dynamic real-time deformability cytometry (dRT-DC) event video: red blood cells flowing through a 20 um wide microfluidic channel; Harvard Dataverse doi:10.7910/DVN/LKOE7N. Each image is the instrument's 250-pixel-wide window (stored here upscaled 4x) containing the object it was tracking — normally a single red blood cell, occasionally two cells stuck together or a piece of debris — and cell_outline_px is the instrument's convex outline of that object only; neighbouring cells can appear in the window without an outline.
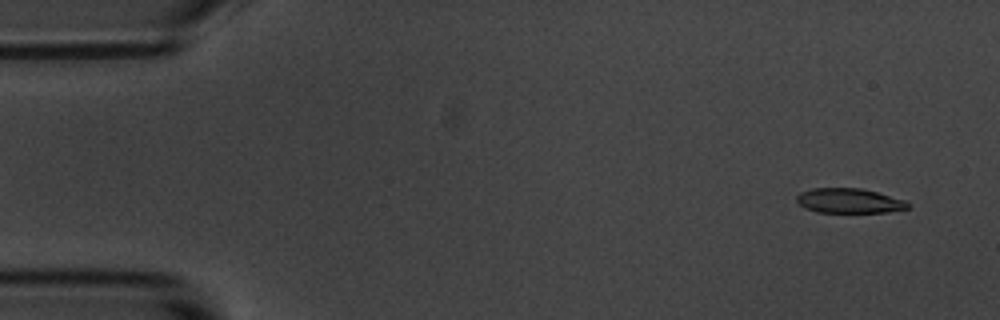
{"species": "common noctule bat (a hibernating species)", "species_latin": "Nyctalus noctula", "temperature_condition": "room temperature", "stored_images_in_passage": 5, "camera_frame_rate_fps": 3000, "um_per_image_px": 0.085, "animal": {"sex": "male", "body_mass_g": 20.1, "forearm_length_mm": 53.5}, "frame": {"image": 1, "passage_image": 2, "time_ms": 1.0, "image_size_px": [1000, 320], "cell_outline_px": [[912, 204], [908, 208], [888, 212], [816, 212], [804, 208], [796, 200], [796, 196], [800, 192], [812, 188], [860, 188], [876, 192], [904, 200]], "centroid_in_image_um": [72.16, 17.07], "position_along_channel_um": 12.8, "area_um2": 16.01}}
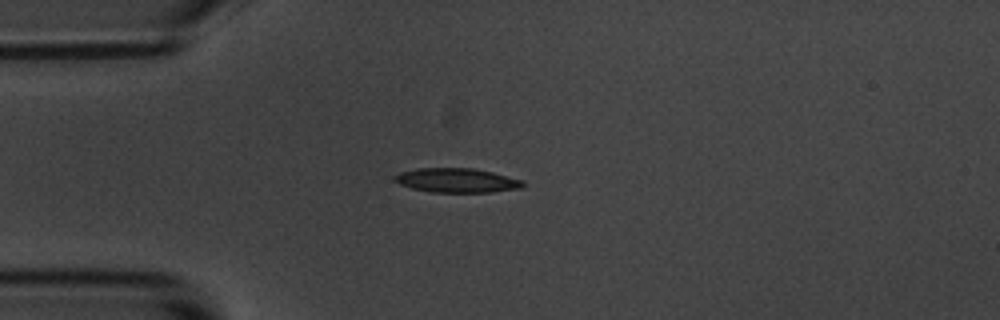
{"frame": {"image": 2, "passage_image": 5, "time_ms": 4.667, "image_size_px": [1000, 320], "cell_outline_px": [[524, 184], [520, 188], [488, 192], [432, 192], [412, 188], [400, 184], [392, 180], [392, 176], [400, 172], [416, 168], [472, 168], [492, 172], [524, 180]], "centroid_in_image_um": [38.78, 15.32], "position_along_channel_um": 46.2, "area_um2": 18.15}}